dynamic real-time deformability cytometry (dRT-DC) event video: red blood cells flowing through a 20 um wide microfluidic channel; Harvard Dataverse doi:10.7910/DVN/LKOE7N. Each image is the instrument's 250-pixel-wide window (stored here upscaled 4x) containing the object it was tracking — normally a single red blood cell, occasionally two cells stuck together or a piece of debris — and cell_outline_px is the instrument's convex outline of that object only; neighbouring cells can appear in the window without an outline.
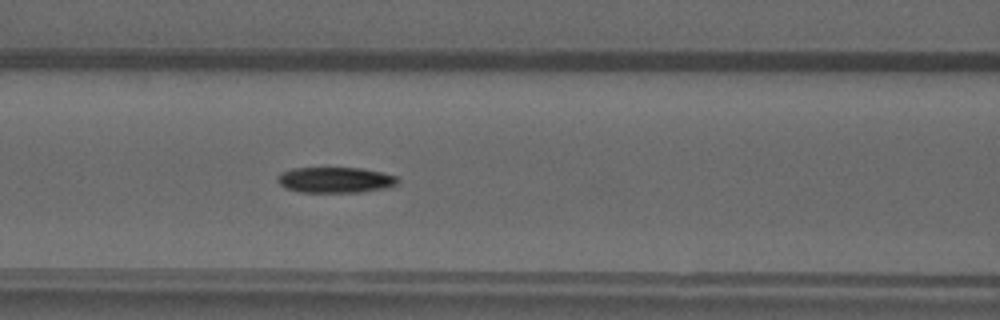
{"species": "common noctule bat (a hibernating species)", "species_latin": "Nyctalus noctula", "temperature_condition": "warm", "stored_images_in_passage": 49, "camera_frame_rate_fps": 3000, "um_per_image_px": 0.085, "animal": {"sex": "male", "forearm_length_mm": 52.5}, "frame": {"image": 1, "passage_image": 21, "time_ms": 6.667, "image_size_px": [1000, 320], "cell_outline_px": [[400, 180], [396, 184], [388, 188], [360, 192], [300, 192], [284, 188], [276, 180], [276, 176], [280, 172], [292, 168], [360, 168], [380, 172], [396, 176]], "centroid_in_image_um": [28.46, 15.3], "position_along_channel_um": 138.1, "area_um2": 18.15}}
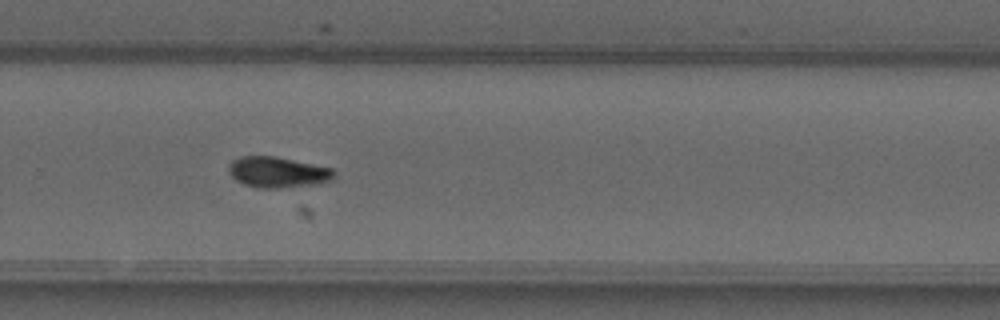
{"frame": {"image": 2, "passage_image": 33, "time_ms": 10.667, "image_size_px": [1000, 320], "cell_outline_px": [[336, 172], [332, 180], [312, 184], [280, 188], [256, 188], [244, 184], [236, 180], [228, 172], [228, 164], [232, 160], [240, 156], [276, 156], [332, 168]], "centroid_in_image_um": [23.57, 14.63], "position_along_channel_um": 306.2, "area_um2": 18.96}}
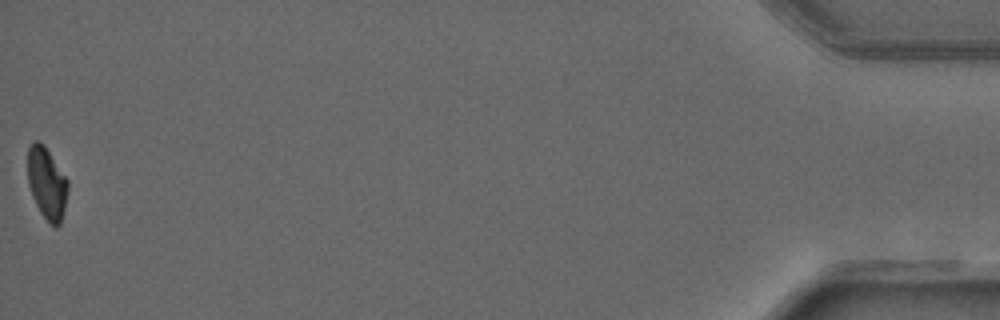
{"frame": {"image": 3, "passage_image": 49, "time_ms": 16.0, "image_size_px": [1000, 320], "cell_outline_px": [[68, 188], [64, 208], [60, 224], [56, 228], [40, 212], [32, 196], [28, 184], [28, 148], [32, 140], [36, 140], [44, 144], [68, 180]], "centroid_in_image_um": [3.97, 15.54], "position_along_channel_um": 431.2, "area_um2": 16.7}}